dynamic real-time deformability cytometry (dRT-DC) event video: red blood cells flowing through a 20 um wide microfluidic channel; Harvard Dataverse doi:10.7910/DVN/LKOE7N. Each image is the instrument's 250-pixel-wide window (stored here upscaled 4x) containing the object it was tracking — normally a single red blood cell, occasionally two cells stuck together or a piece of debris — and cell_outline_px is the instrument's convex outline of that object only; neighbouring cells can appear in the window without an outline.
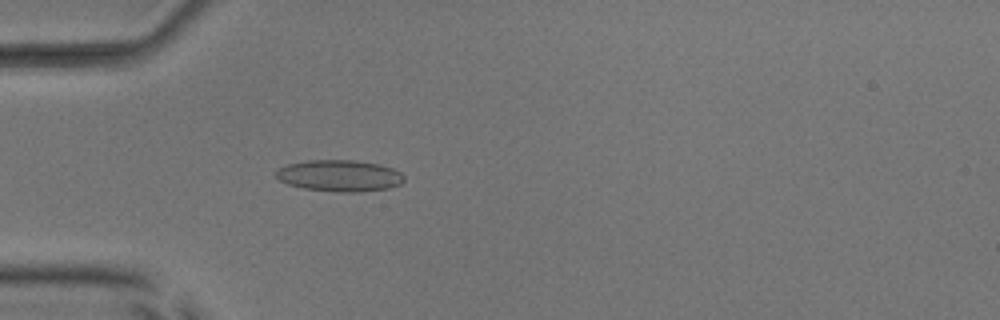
{"species": "common noctule bat (a hibernating species)", "species_latin": "Nyctalus noctula", "temperature_condition": "room temperature", "stored_images_in_passage": 52, "camera_frame_rate_fps": 3000, "um_per_image_px": 0.085, "animal": {"sex": "male", "body_mass_g": 17.9, "forearm_length_mm": 54.2}, "frame": {"image": 1, "passage_image": 16, "time_ms": 5.0, "image_size_px": [1000, 320], "cell_outline_px": [[404, 180], [400, 184], [388, 188], [360, 192], [340, 192], [304, 188], [288, 184], [280, 180], [276, 176], [276, 172], [280, 168], [288, 164], [308, 160], [356, 160], [380, 164], [392, 168], [400, 172], [404, 176]], "centroid_in_image_um": [28.89, 14.93], "position_along_channel_um": 56.1, "area_um2": 23.41}}
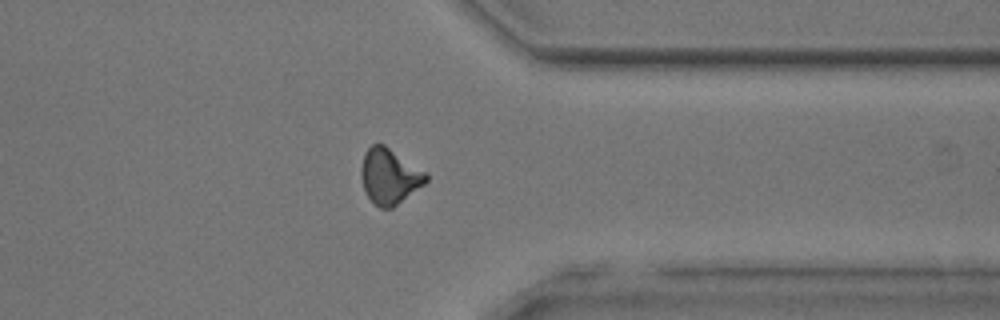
{"frame": {"image": 2, "passage_image": 41, "time_ms": 13.333, "image_size_px": [1000, 320], "cell_outline_px": [[428, 180], [424, 184], [392, 208], [380, 208], [364, 192], [360, 172], [364, 152], [372, 144], [384, 144], [428, 172]], "centroid_in_image_um": [33.11, 14.96], "position_along_channel_um": 378.3, "area_um2": 21.04}}
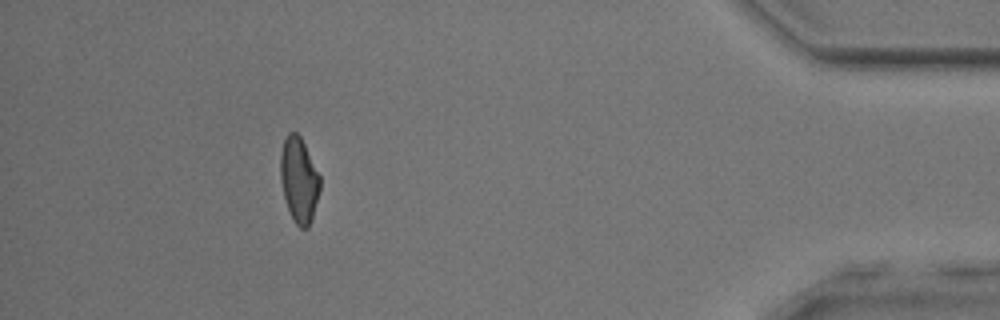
{"frame": {"image": 3, "passage_image": 47, "time_ms": 15.333, "image_size_px": [1000, 320], "cell_outline_px": [[320, 188], [312, 216], [308, 228], [300, 228], [292, 220], [284, 196], [280, 180], [280, 152], [284, 140], [288, 132], [296, 132], [300, 136], [320, 176]], "centroid_in_image_um": [25.39, 15.28], "position_along_channel_um": 409.8, "area_um2": 19.48}, "authors_computed_cell_mechanics": {"area_um2": 20.8658, "velocity_mm_per_s": 4.0192, "shape_relaxation_time_tau1_ms": null, "shape_relaxation_time_tau2_ms": 1.7084, "deformation_change_tau1": null, "deformation_change_tau2": 0.0819}}